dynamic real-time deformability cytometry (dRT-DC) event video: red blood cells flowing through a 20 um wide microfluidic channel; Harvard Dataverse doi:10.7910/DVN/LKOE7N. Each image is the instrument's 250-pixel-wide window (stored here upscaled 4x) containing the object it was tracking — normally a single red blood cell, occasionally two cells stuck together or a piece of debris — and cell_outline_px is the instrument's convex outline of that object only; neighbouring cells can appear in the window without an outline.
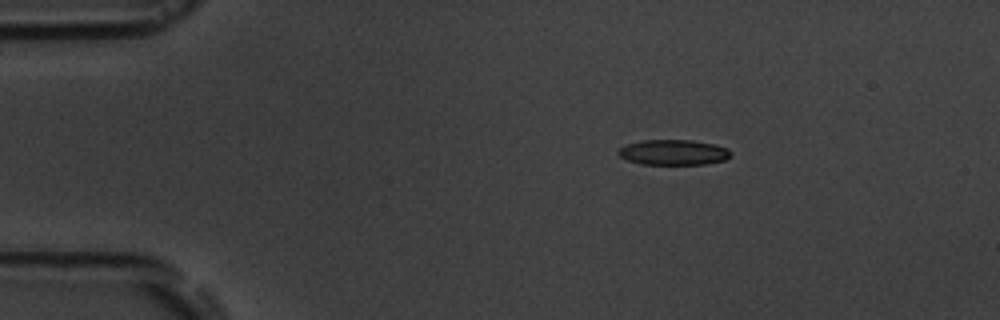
{"species": "common noctule bat (a hibernating species)", "species_latin": "Nyctalus noctula", "temperature_condition": "room temperature", "stored_images_in_passage": 3, "camera_frame_rate_fps": 3000, "um_per_image_px": 0.085, "animal": {"sex": "male", "body_mass_g": 19.5, "forearm_length_mm": 54.6}, "frame": {"image": 1, "passage_image": 1, "time_ms": 0.0, "image_size_px": [1000, 320], "cell_outline_px": [[728, 156], [724, 160], [704, 164], [640, 164], [628, 160], [620, 156], [616, 152], [620, 148], [628, 144], [644, 140], [692, 140], [716, 144], [728, 148]], "centroid_in_image_um": [57.22, 12.94], "position_along_channel_um": 27.8, "area_um2": 16.42}}